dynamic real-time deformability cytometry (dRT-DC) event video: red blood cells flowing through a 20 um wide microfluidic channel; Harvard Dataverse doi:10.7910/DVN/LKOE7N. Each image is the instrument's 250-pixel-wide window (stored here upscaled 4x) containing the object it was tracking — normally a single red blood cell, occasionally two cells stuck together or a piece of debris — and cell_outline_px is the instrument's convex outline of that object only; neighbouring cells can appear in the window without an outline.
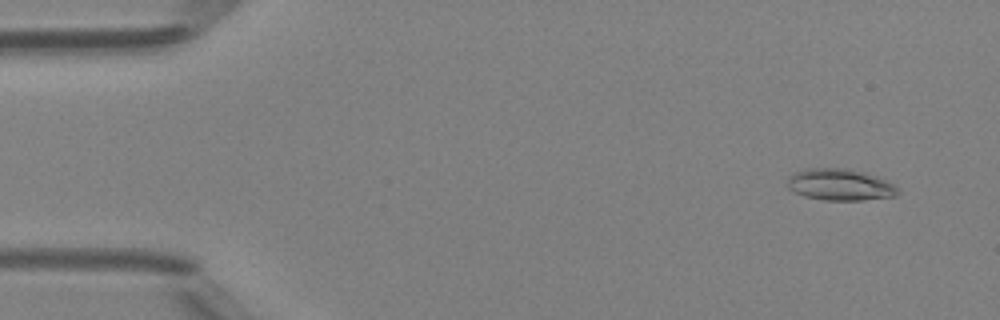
{"species": "Egyptian fruit bat (a non-hibernating species)", "species_latin": "Rousettus aegyptiacus", "temperature_condition": "room temperature", "stored_images_in_passage": 49, "camera_frame_rate_fps": 3000, "um_per_image_px": 0.085, "animal": {"sex": "female"}, "frame": {"image": 1, "passage_image": 4, "time_ms": 1.0, "image_size_px": [1000, 320], "cell_outline_px": [[900, 192], [896, 196], [860, 200], [824, 200], [804, 196], [788, 188], [788, 176], [804, 168], [848, 168], [864, 172], [876, 176], [892, 184]], "centroid_in_image_um": [71.38, 15.69], "position_along_channel_um": 13.6, "area_um2": 20.23}}
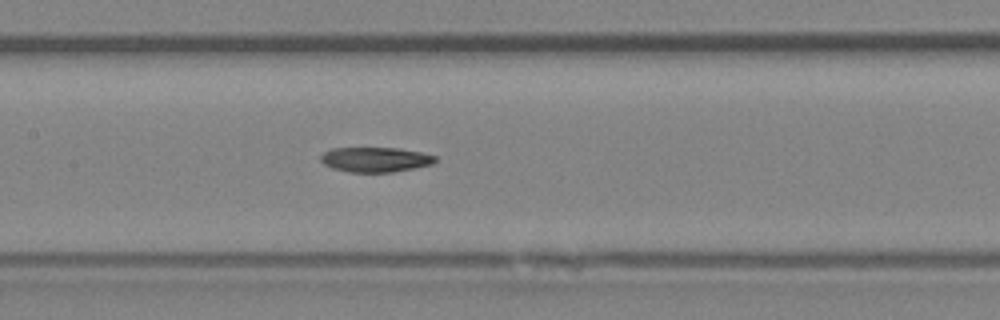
{"frame": {"image": 2, "passage_image": 24, "time_ms": 7.667, "image_size_px": [1000, 320], "cell_outline_px": [[436, 160], [432, 164], [392, 172], [348, 172], [332, 168], [324, 164], [320, 160], [320, 156], [324, 152], [332, 148], [400, 148], [420, 152], [436, 156]], "centroid_in_image_um": [31.87, 13.56], "position_along_channel_um": 175.5, "area_um2": 16.53}}
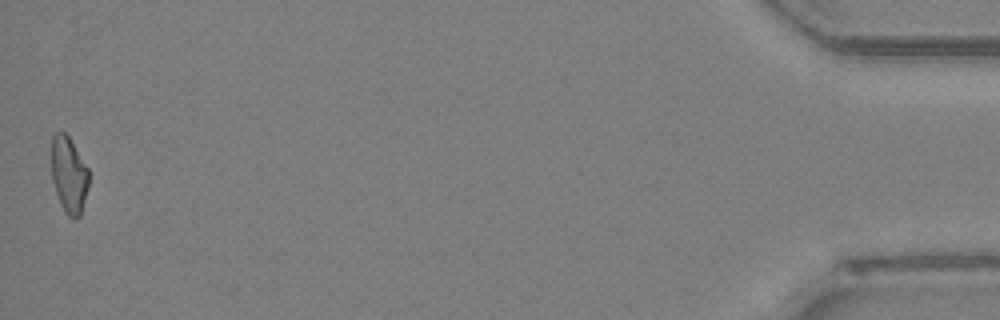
{"frame": {"image": 3, "passage_image": 49, "time_ms": 16.0, "image_size_px": [1000, 320], "cell_outline_px": [[88, 188], [80, 216], [68, 216], [64, 212], [60, 204], [52, 180], [52, 132], [60, 128], [68, 136], [88, 168]], "centroid_in_image_um": [5.83, 14.81], "position_along_channel_um": 429.4, "area_um2": 16.59}}